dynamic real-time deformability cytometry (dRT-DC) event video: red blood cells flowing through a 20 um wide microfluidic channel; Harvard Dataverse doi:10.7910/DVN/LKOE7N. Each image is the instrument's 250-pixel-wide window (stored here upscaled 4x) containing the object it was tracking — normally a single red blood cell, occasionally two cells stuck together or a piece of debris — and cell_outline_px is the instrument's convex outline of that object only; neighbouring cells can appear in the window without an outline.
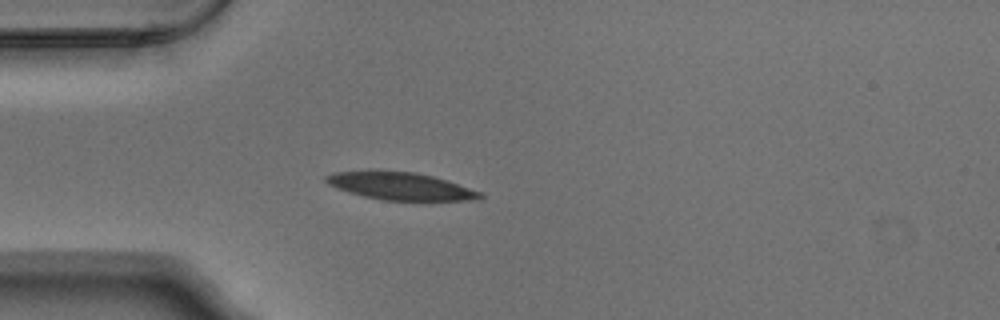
{"species": "Egyptian fruit bat (a non-hibernating species)", "species_latin": "Rousettus aegyptiacus", "temperature_condition": "warm", "stored_images_in_passage": 4, "camera_frame_rate_fps": 3000, "um_per_image_px": 0.085, "animal": {"sex": "male"}, "frame": {"image": 1, "passage_image": 4, "time_ms": 1.0, "image_size_px": [1000, 320], "cell_outline_px": [[484, 196], [480, 200], [384, 200], [364, 196], [348, 192], [336, 188], [328, 184], [324, 180], [324, 176], [332, 172], [372, 168], [416, 172], [432, 176], [484, 192]], "centroid_in_image_um": [33.97, 15.78], "position_along_channel_um": 51.0, "area_um2": 25.49}}